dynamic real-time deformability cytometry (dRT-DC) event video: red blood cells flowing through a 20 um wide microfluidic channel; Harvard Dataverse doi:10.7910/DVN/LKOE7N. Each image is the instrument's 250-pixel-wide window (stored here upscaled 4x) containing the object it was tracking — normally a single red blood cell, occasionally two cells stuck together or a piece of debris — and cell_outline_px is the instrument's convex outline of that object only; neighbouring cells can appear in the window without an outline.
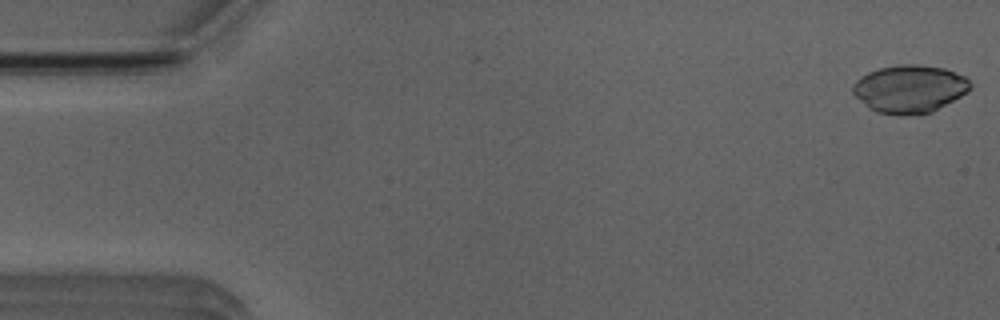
{"species": "Egyptian fruit bat (a non-hibernating species)", "species_latin": "Rousettus aegyptiacus", "temperature_condition": "room temperature", "stored_images_in_passage": 13, "camera_frame_rate_fps": 3000, "um_per_image_px": 0.085, "animal": {"sex": "male"}, "frame": {"image": 1, "passage_image": 1, "time_ms": 0.0, "image_size_px": [1000, 320], "cell_outline_px": [[972, 88], [968, 92], [932, 112], [876, 112], [856, 96], [852, 92], [852, 84], [860, 76], [868, 72], [880, 68], [900, 64], [916, 64], [944, 68], [964, 76], [972, 84]], "centroid_in_image_um": [77.34, 7.5], "position_along_channel_um": 7.7, "area_um2": 31.91}}